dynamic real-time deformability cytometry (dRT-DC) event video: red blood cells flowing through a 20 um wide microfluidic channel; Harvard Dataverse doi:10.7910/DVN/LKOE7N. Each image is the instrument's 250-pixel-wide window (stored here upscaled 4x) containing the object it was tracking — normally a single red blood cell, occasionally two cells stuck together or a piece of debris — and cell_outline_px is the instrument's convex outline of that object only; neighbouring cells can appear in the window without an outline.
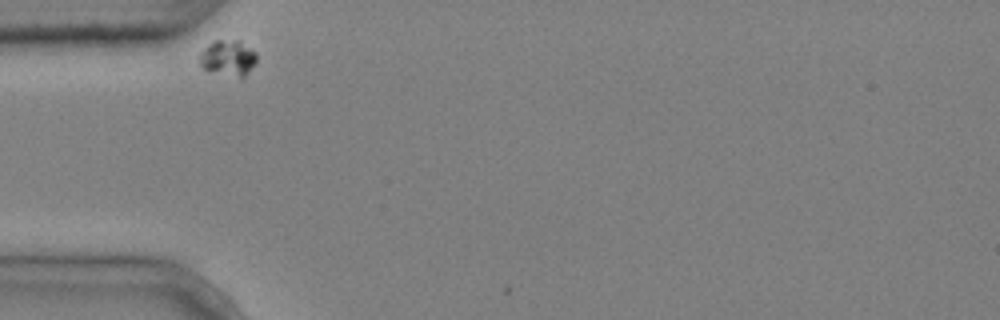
{"species": "common noctule bat (a hibernating species)", "species_latin": "Nyctalus noctula", "temperature_condition": "cold", "stored_images_in_passage": 2, "camera_frame_rate_fps": 3000, "um_per_image_px": 0.085, "animal": {"sex": "male", "body_mass_g": 20.4}, "frame": {"image": 1, "passage_image": 1, "time_ms": 0.0, "image_size_px": [1000, 320], "cell_outline_px": [[256, 60], [248, 72], [244, 76], [240, 76], [204, 68], [200, 64], [200, 56], [204, 48], [212, 40], [240, 40], [256, 52]], "centroid_in_image_um": [19.4, 4.85], "position_along_channel_um": 65.6, "area_um2": 11.33}}